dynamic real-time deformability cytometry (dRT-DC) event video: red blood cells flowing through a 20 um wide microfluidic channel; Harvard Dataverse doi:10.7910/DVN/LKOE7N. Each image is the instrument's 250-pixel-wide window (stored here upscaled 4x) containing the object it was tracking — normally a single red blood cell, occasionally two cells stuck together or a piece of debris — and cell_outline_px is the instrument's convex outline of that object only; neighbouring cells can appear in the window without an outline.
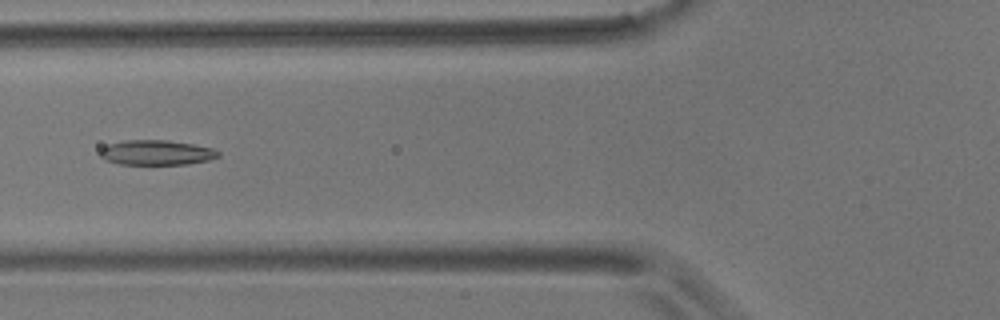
{"species": "common noctule bat (a hibernating species)", "species_latin": "Nyctalus noctula", "temperature_condition": "room temperature", "stored_images_in_passage": 12, "camera_frame_rate_fps": 3000, "um_per_image_px": 0.085, "animal": {"sex": "male", "body_mass_g": 17.9}, "frame": {"image": 1, "passage_image": 3, "time_ms": 2.333, "image_size_px": [1000, 320], "cell_outline_px": [[220, 156], [208, 160], [188, 164], [120, 164], [104, 160], [100, 156], [100, 148], [108, 144], [124, 140], [168, 140], [192, 144], [212, 148], [220, 152]], "centroid_in_image_um": [13.27, 12.97], "position_along_channel_um": 112.5, "area_um2": 17.22}}
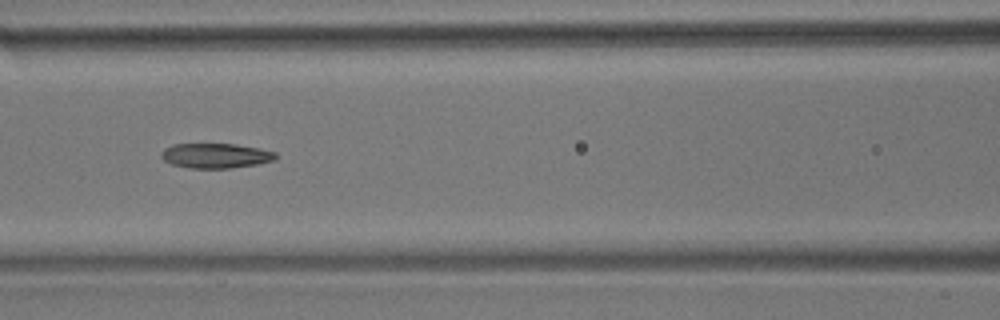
{"frame": {"image": 2, "passage_image": 4, "time_ms": 3.333, "image_size_px": [1000, 320], "cell_outline_px": [[276, 160], [260, 164], [232, 168], [188, 168], [172, 164], [164, 160], [160, 156], [160, 152], [164, 148], [172, 144], [236, 144], [260, 148], [276, 152]], "centroid_in_image_um": [18.34, 13.23], "position_along_channel_um": 148.3, "area_um2": 16.82}}
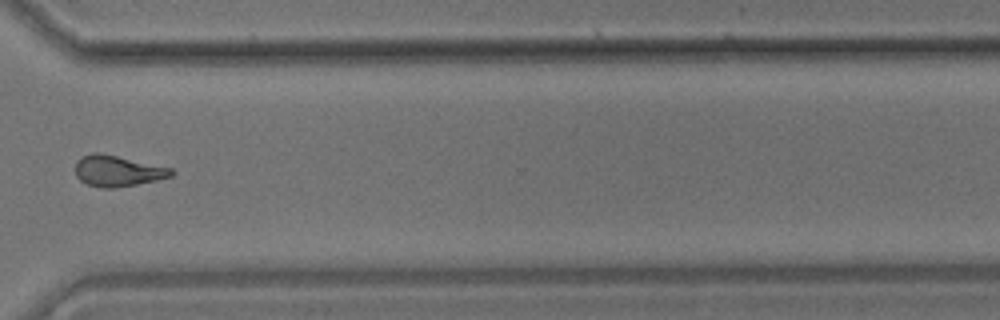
{"frame": {"image": 3, "passage_image": 9, "time_ms": 9.333, "image_size_px": [1000, 320], "cell_outline_px": [[176, 172], [172, 176], [156, 180], [136, 184], [112, 188], [104, 188], [88, 184], [80, 180], [76, 176], [76, 160], [80, 156], [92, 152], [100, 152], [172, 168]], "centroid_in_image_um": [9.99, 14.51], "position_along_channel_um": 360.6, "area_um2": 17.34}, "authors_computed_cell_mechanics": {"area_um2": 17.1666, "velocity_mm_per_s": 3.5537, "shape_relaxation_time_tau1_ms": null, "shape_relaxation_time_tau2_ms": 1.4731, "deformation_change_tau1": null, "deformation_change_tau2": 0.0841}}